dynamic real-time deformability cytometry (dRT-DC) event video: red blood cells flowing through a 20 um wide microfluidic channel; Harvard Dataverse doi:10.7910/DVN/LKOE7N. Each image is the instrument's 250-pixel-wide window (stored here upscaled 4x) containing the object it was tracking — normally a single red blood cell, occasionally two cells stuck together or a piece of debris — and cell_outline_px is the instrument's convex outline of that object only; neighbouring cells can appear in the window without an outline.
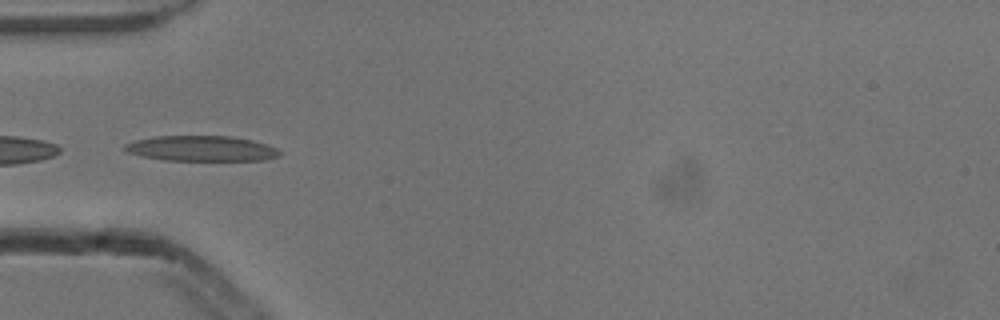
{"species": "common noctule bat (a hibernating species)", "species_latin": "Nyctalus noctula", "temperature_condition": "cold", "stored_images_in_passage": 4, "camera_frame_rate_fps": 3000, "um_per_image_px": 0.085, "animal": {"sex": "male", "body_mass_g": 13.3}, "frame": {"image": 1, "passage_image": 4, "time_ms": 1.0, "image_size_px": [1000, 320], "cell_outline_px": [[280, 156], [264, 160], [164, 160], [140, 156], [128, 152], [124, 148], [124, 144], [136, 140], [156, 136], [232, 136], [252, 140], [268, 144], [276, 148], [280, 152]], "centroid_in_image_um": [17.13, 12.62], "position_along_channel_um": 67.9, "area_um2": 22.89}}